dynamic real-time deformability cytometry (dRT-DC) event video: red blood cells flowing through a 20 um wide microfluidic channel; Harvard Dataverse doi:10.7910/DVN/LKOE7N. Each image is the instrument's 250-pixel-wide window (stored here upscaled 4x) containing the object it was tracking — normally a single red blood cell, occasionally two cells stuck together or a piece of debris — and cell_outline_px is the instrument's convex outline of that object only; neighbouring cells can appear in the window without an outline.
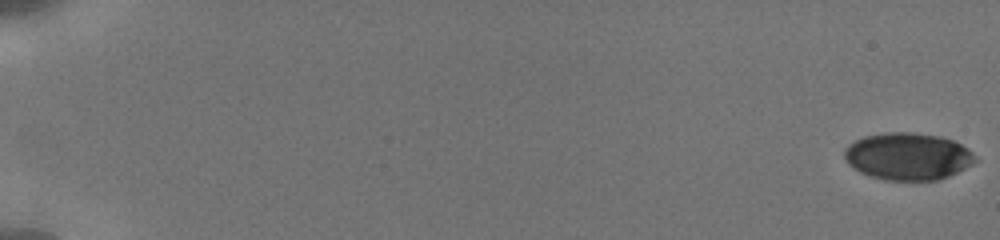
{"species": "human", "species_latin": "Homo sapiens", "temperature_condition": "cold", "stored_images_in_passage": 64, "camera_frame_rate_fps": 3000, "um_per_image_px": 0.085, "donor": {"sex": "male"}, "frame": {"image": 1, "passage_image": 1, "time_ms": 0.0, "image_size_px": [1000, 240], "cell_outline_px": [[980, 160], [948, 176], [936, 180], [884, 180], [868, 176], [860, 172], [848, 164], [844, 156], [844, 148], [848, 144], [864, 136], [884, 132], [912, 132], [940, 136], [952, 140], [968, 148]], "centroid_in_image_um": [77.15, 13.28], "position_along_channel_um": 7.8, "area_um2": 36.18}}
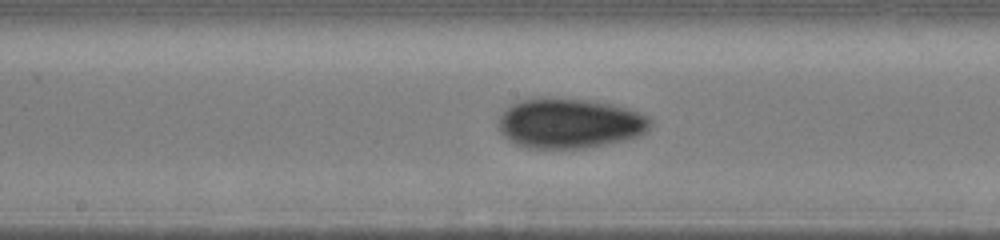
{"frame": {"image": 2, "passage_image": 31, "time_ms": 10.333, "image_size_px": [1000, 240], "cell_outline_px": [[652, 124], [648, 132], [640, 136], [628, 140], [584, 148], [528, 148], [516, 144], [508, 140], [500, 132], [500, 116], [516, 100], [532, 96], [544, 96], [588, 100], [616, 104], [628, 108], [648, 116], [652, 120]], "centroid_in_image_um": [48.45, 10.46], "position_along_channel_um": 199.7, "area_um2": 45.08}}
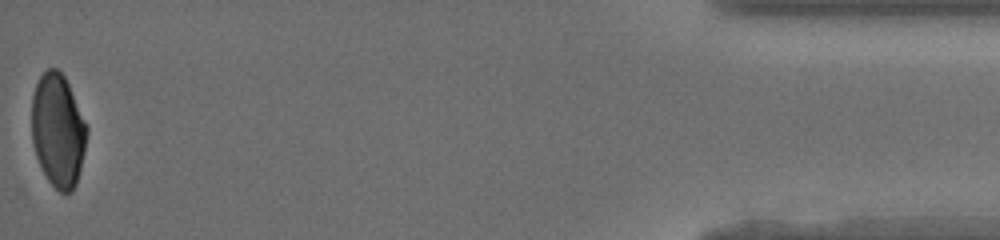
{"frame": {"image": 3, "passage_image": 62, "time_ms": 18.333, "image_size_px": [1000, 240], "cell_outline_px": [[88, 132], [84, 152], [76, 184], [72, 192], [60, 192], [48, 180], [36, 156], [32, 144], [32, 96], [36, 84], [40, 76], [48, 68], [56, 68], [64, 76], [68, 84], [88, 128]], "centroid_in_image_um": [4.92, 11.08], "position_along_channel_um": 430.3, "area_um2": 36.13}, "authors_computed_cell_mechanics": {"area_um2": 38.4659, "velocity_mm_per_s": 3.8509, "shape_relaxation_time_tau1_ms": 6.4584, "shape_relaxation_time_tau2_ms": 3.3459, "deformation_change_tau1": 0.1215, "deformation_change_tau2": 0.063}}